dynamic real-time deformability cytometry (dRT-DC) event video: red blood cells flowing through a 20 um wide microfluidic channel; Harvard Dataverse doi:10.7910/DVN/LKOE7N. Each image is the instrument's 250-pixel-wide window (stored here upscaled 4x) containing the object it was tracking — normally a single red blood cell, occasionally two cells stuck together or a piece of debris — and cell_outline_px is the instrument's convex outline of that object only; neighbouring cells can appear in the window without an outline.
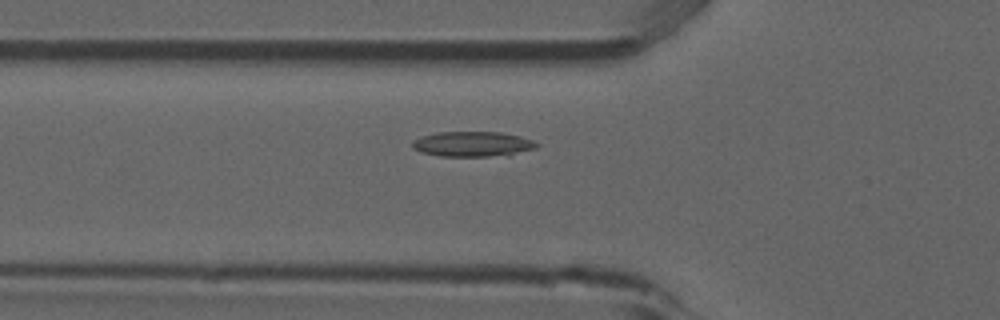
{"species": "common noctule bat (a hibernating species)", "species_latin": "Nyctalus noctula", "temperature_condition": "room temperature", "stored_images_in_passage": 54, "camera_frame_rate_fps": 3000, "um_per_image_px": 0.085, "animal": {"sex": "male", "forearm_length_mm": 52.5}, "frame": {"image": 1, "passage_image": 19, "time_ms": 6.0, "image_size_px": [1000, 320], "cell_outline_px": [[540, 144], [536, 148], [508, 156], [440, 156], [420, 152], [412, 148], [412, 140], [424, 136], [440, 132], [500, 132], [520, 136], [532, 140]], "centroid_in_image_um": [40.21, 12.25], "position_along_channel_um": 85.6, "area_um2": 18.32}}
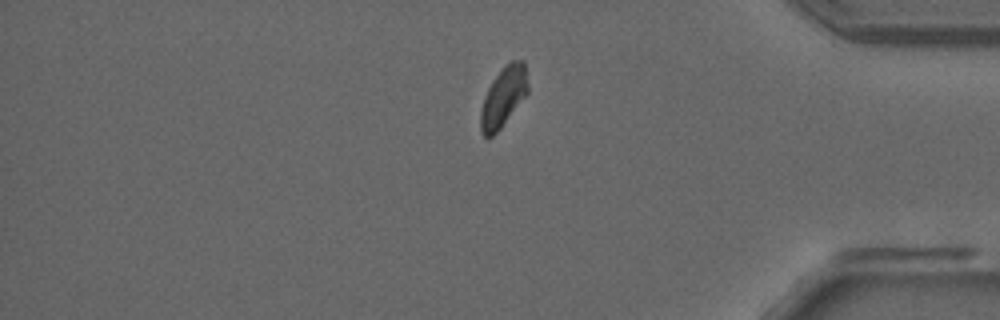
{"frame": {"image": 2, "passage_image": 45, "time_ms": 14.667, "image_size_px": [1000, 320], "cell_outline_px": [[528, 92], [500, 128], [492, 136], [484, 136], [480, 132], [480, 112], [484, 96], [492, 80], [512, 60], [524, 60], [528, 84]], "centroid_in_image_um": [42.78, 8.24], "position_along_channel_um": 392.4, "area_um2": 16.13}}
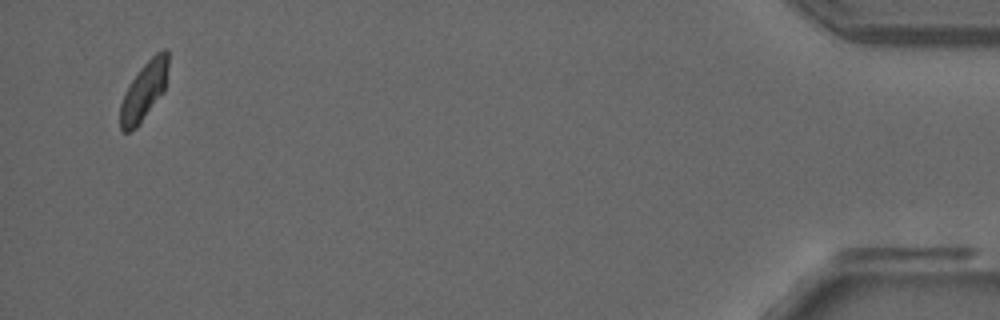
{"frame": {"image": 3, "passage_image": 52, "time_ms": 17.0, "image_size_px": [1000, 320], "cell_outline_px": [[168, 64], [164, 92], [140, 124], [136, 128], [128, 132], [124, 132], [120, 128], [120, 104], [124, 92], [128, 84], [140, 68], [156, 52], [164, 48], [168, 52]], "centroid_in_image_um": [12.22, 7.75], "position_along_channel_um": 423.0, "area_um2": 16.47}, "authors_computed_cell_mechanics": {"area_um2": 17.051, "velocity_mm_per_s": 3.8288, "shape_relaxation_time_tau1_ms": null, "shape_relaxation_time_tau2_ms": 6.9231, "deformation_change_tau1": null, "deformation_change_tau2": 0.118}}